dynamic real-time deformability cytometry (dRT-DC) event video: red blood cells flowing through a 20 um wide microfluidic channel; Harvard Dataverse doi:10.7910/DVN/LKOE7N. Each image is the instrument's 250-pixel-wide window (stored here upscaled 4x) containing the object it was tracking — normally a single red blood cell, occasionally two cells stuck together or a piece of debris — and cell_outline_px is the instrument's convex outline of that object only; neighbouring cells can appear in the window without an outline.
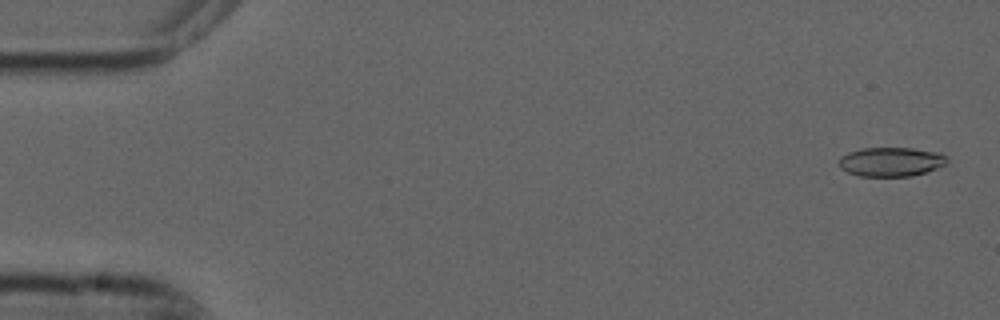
{"species": "common noctule bat (a hibernating species)", "species_latin": "Nyctalus noctula", "temperature_condition": "cold", "stored_images_in_passage": 4, "camera_frame_rate_fps": 3000, "um_per_image_px": 0.085, "animal": {"sex": "male", "forearm_length_mm": 52.5}, "frame": {"image": 1, "passage_image": 1, "time_ms": 0.0, "image_size_px": [1000, 320], "cell_outline_px": [[948, 164], [912, 176], [860, 176], [848, 172], [840, 168], [840, 156], [848, 152], [860, 148], [912, 148], [940, 152], [948, 160]], "centroid_in_image_um": [75.74, 13.74], "position_along_channel_um": 9.3, "area_um2": 18.38}}